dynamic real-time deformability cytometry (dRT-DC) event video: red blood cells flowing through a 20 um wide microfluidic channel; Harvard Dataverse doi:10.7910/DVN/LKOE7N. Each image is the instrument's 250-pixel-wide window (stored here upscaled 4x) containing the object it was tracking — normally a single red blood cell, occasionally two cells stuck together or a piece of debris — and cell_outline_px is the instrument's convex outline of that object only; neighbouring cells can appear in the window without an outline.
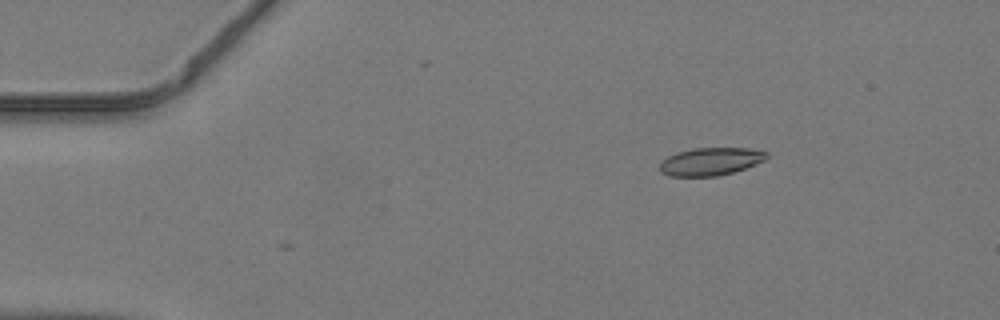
{"species": "common noctule bat (a hibernating species)", "species_latin": "Nyctalus noctula", "temperature_condition": "warm", "stored_images_in_passage": 35, "camera_frame_rate_fps": 3000, "um_per_image_px": 0.085, "animal": {"sex": "male", "body_mass_g": 19.2, "forearm_length_mm": 51.8}, "frame": {"image": 1, "passage_image": 1, "time_ms": 0.0, "image_size_px": [1000, 320], "cell_outline_px": [[768, 156], [764, 160], [756, 164], [732, 172], [716, 176], [668, 176], [660, 172], [660, 164], [668, 156], [676, 152], [692, 148], [748, 148], [768, 152]], "centroid_in_image_um": [60.38, 13.72], "position_along_channel_um": 24.6, "area_um2": 17.22}}
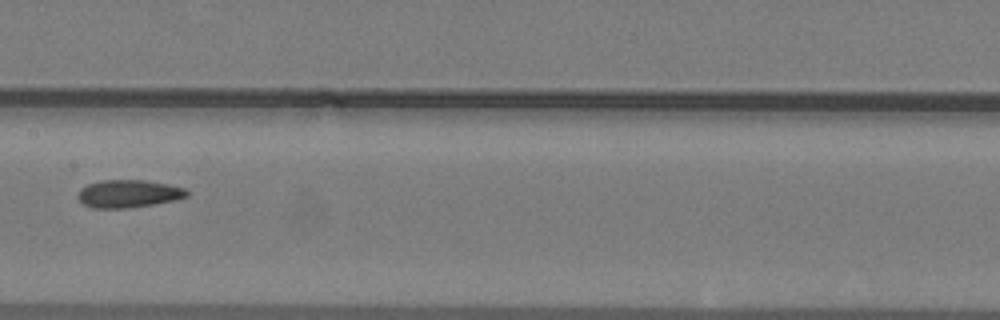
{"frame": {"image": 2, "passage_image": 18, "time_ms": 5.667, "image_size_px": [1000, 320], "cell_outline_px": [[188, 196], [176, 200], [128, 208], [92, 208], [84, 204], [76, 196], [80, 188], [88, 184], [100, 180], [144, 180], [168, 184], [184, 188], [188, 192]], "centroid_in_image_um": [10.9, 16.46], "position_along_channel_um": 196.5, "area_um2": 17.63}}
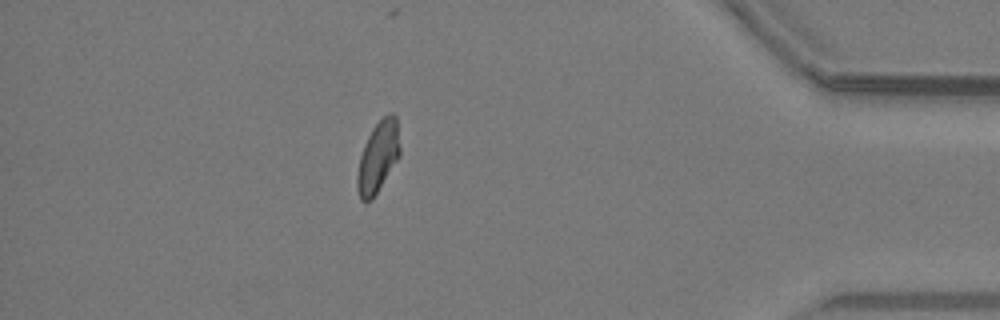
{"frame": {"image": 3, "passage_image": 35, "time_ms": 11.333, "image_size_px": [1000, 320], "cell_outline_px": [[400, 156], [372, 200], [364, 204], [360, 200], [356, 188], [356, 176], [360, 156], [364, 144], [372, 128], [388, 112], [392, 112], [396, 116], [400, 148]], "centroid_in_image_um": [32.11, 13.37], "position_along_channel_um": 403.1, "area_um2": 17.92}}